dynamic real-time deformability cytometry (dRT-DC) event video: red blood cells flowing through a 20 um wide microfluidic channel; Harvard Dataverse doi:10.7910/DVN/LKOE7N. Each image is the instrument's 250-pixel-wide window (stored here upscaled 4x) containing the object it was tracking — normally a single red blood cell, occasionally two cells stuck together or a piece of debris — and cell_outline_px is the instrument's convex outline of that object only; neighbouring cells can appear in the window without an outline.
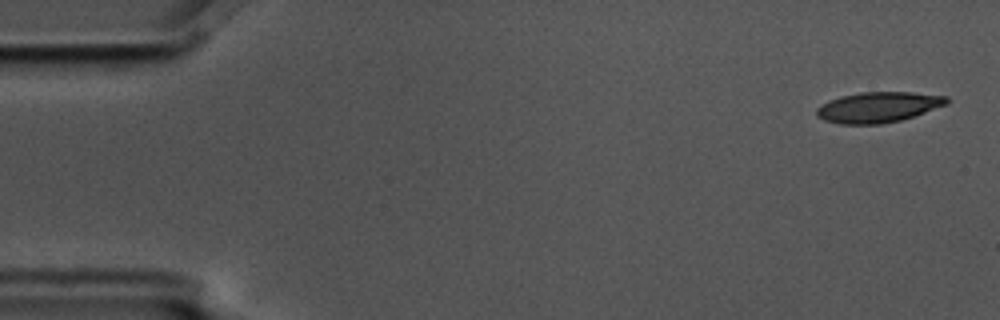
{"species": "common noctule bat (a hibernating species)", "species_latin": "Nyctalus noctula", "temperature_condition": "cold", "stored_images_in_passage": 4, "camera_frame_rate_fps": 3000, "um_per_image_px": 0.085, "animal": {"sex": "male", "body_mass_g": 17.5, "forearm_length_mm": 52.3}, "frame": {"image": 1, "passage_image": 1, "time_ms": 0.0, "image_size_px": [1000, 320], "cell_outline_px": [[948, 104], [900, 120], [880, 124], [840, 124], [824, 120], [816, 116], [816, 108], [820, 104], [828, 100], [840, 96], [860, 92], [912, 92], [948, 96]], "centroid_in_image_um": [74.61, 9.1], "position_along_channel_um": 10.4, "area_um2": 23.18}}
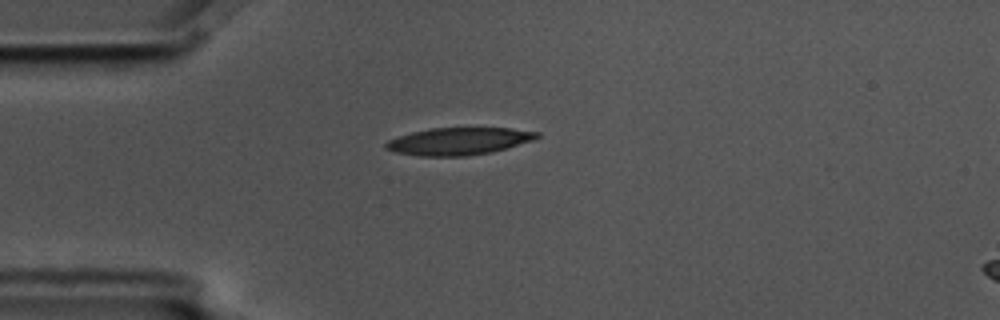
{"frame": {"image": 2, "passage_image": 4, "time_ms": 1.0, "image_size_px": [1000, 320], "cell_outline_px": [[540, 136], [532, 140], [492, 152], [464, 156], [420, 156], [396, 152], [384, 148], [384, 144], [388, 140], [412, 132], [432, 128], [508, 128], [540, 132]], "centroid_in_image_um": [38.97, 12.0], "position_along_channel_um": 46.0, "area_um2": 23.81}}